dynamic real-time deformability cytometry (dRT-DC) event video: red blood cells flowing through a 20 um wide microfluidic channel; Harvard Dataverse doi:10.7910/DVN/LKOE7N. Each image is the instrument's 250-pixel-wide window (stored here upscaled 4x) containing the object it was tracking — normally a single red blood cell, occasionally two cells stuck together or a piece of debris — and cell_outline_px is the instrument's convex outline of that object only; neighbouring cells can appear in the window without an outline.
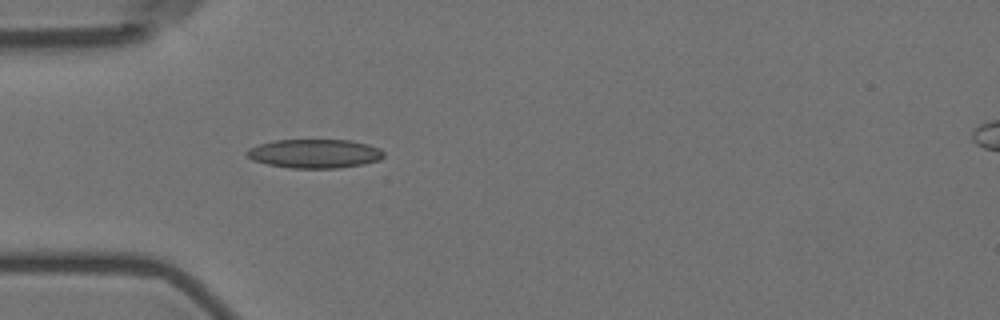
{"species": "Egyptian fruit bat (a non-hibernating species)", "species_latin": "Rousettus aegyptiacus", "temperature_condition": "room temperature", "stored_images_in_passage": 4, "camera_frame_rate_fps": 3000, "um_per_image_px": 0.085, "animal": {"sex": "female"}, "frame": {"image": 1, "passage_image": 4, "time_ms": 4.333, "image_size_px": [1000, 320], "cell_outline_px": [[384, 156], [380, 160], [364, 164], [340, 168], [288, 168], [268, 164], [252, 160], [244, 152], [248, 148], [260, 144], [276, 140], [352, 140], [368, 144], [380, 148], [384, 152]], "centroid_in_image_um": [26.76, 13.06], "position_along_channel_um": 58.2, "area_um2": 23.24}}